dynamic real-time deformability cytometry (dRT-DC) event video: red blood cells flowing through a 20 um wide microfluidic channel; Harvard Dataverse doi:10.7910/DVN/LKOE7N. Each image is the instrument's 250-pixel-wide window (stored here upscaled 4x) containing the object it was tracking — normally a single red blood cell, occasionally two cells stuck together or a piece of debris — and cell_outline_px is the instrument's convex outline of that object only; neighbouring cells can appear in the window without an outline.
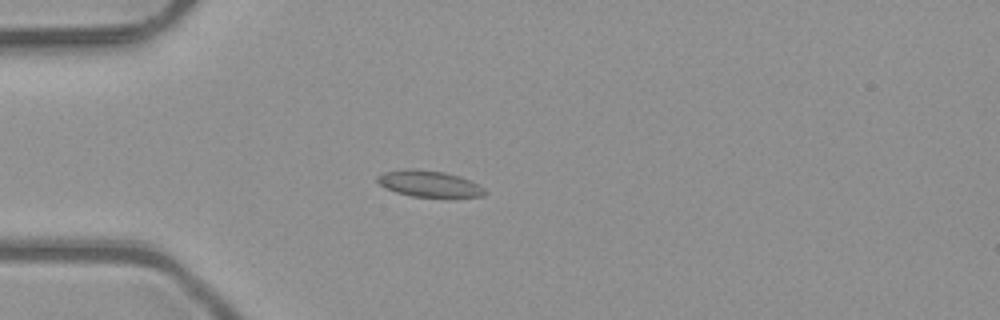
{"species": "common noctule bat (a hibernating species)", "species_latin": "Nyctalus noctula", "temperature_condition": "room temperature", "stored_images_in_passage": 5, "camera_frame_rate_fps": 3000, "um_per_image_px": 0.085, "animal": {"sex": "male", "body_mass_g": 23.1, "forearm_length_mm": 52.7}, "frame": {"image": 1, "passage_image": 3, "time_ms": 0.667, "image_size_px": [1000, 320], "cell_outline_px": [[488, 192], [484, 196], [412, 196], [396, 192], [384, 188], [376, 180], [376, 176], [380, 172], [408, 168], [412, 168], [444, 172], [460, 176], [484, 188]], "centroid_in_image_um": [36.4, 15.59], "position_along_channel_um": 48.6, "area_um2": 16.36}}
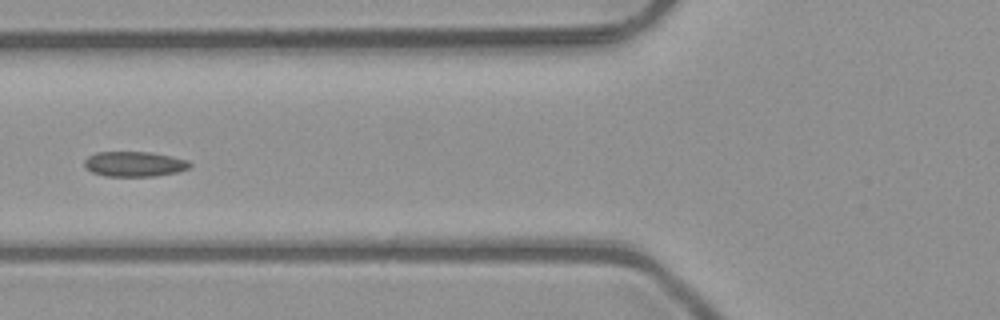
{"frame": {"image": 2, "passage_image": 5, "time_ms": 1.333, "image_size_px": [1000, 320], "cell_outline_px": [[192, 164], [188, 168], [176, 172], [152, 176], [104, 176], [92, 172], [84, 168], [84, 160], [88, 156], [96, 152], [152, 152], [172, 156], [188, 160]], "centroid_in_image_um": [11.39, 13.93], "position_along_channel_um": 114.4, "area_um2": 15.49}}